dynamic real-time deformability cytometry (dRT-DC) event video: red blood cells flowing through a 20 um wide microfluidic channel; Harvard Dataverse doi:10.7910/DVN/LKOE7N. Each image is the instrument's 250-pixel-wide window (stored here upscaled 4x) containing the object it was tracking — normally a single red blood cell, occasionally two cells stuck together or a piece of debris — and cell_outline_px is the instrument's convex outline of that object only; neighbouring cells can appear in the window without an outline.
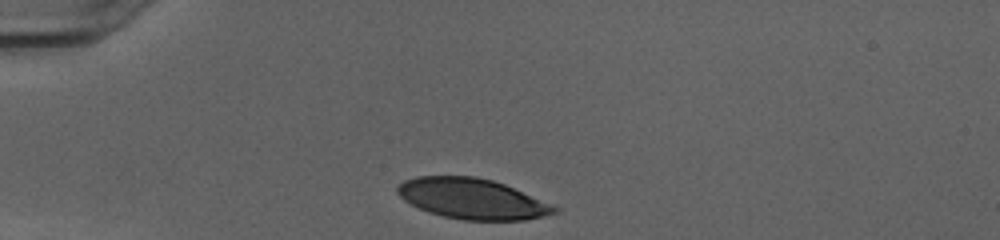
{"species": "human", "species_latin": "Homo sapiens", "temperature_condition": "cold", "stored_images_in_passage": 29, "camera_frame_rate_fps": 3000, "um_per_image_px": 0.085, "donor": {"sex": "female"}, "frame": {"image": 1, "passage_image": 1, "time_ms": 0.0, "image_size_px": [1000, 240], "cell_outline_px": [[560, 212], [544, 216], [524, 220], [464, 220], [444, 216], [428, 212], [404, 200], [396, 192], [396, 184], [404, 180], [416, 176], [476, 176], [492, 180], [504, 184], [552, 204], [560, 208]], "centroid_in_image_um": [40.13, 16.89], "position_along_channel_um": 44.9, "area_um2": 37.11}}
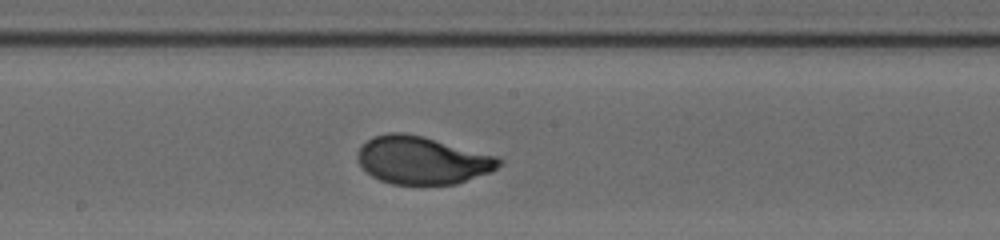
{"frame": {"image": 2, "passage_image": 16, "time_ms": 5.0, "image_size_px": [1000, 240], "cell_outline_px": [[504, 160], [492, 172], [456, 184], [392, 184], [380, 180], [372, 176], [356, 160], [356, 156], [360, 144], [372, 136], [388, 132], [404, 132], [424, 136], [500, 156]], "centroid_in_image_um": [35.9, 13.6], "position_along_channel_um": 212.3, "area_um2": 39.94}}
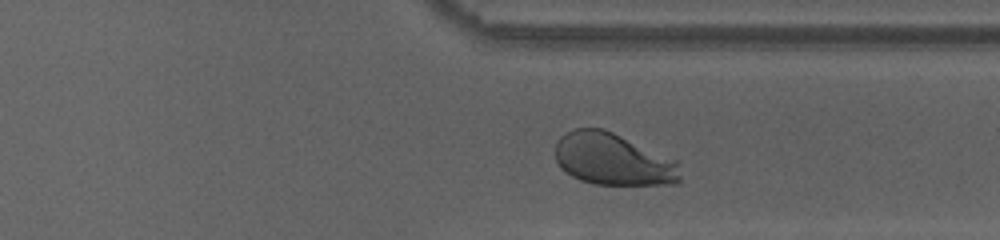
{"frame": {"image": 3, "passage_image": 27, "time_ms": 8.667, "image_size_px": [1000, 240], "cell_outline_px": [[680, 180], [676, 184], [592, 184], [580, 180], [564, 172], [560, 168], [556, 160], [556, 140], [564, 132], [576, 128], [604, 128], [680, 160]], "centroid_in_image_um": [52.13, 13.53], "position_along_channel_um": 359.3, "area_um2": 38.61}, "authors_computed_cell_mechanics": {"area_um2": 39.0728, "velocity_mm_per_s": 4.006, "shape_relaxation_time_tau1_ms": 3.5651, "shape_relaxation_time_tau2_ms": null, "deformation_change_tau1": 0.1871, "deformation_change_tau2": null}}